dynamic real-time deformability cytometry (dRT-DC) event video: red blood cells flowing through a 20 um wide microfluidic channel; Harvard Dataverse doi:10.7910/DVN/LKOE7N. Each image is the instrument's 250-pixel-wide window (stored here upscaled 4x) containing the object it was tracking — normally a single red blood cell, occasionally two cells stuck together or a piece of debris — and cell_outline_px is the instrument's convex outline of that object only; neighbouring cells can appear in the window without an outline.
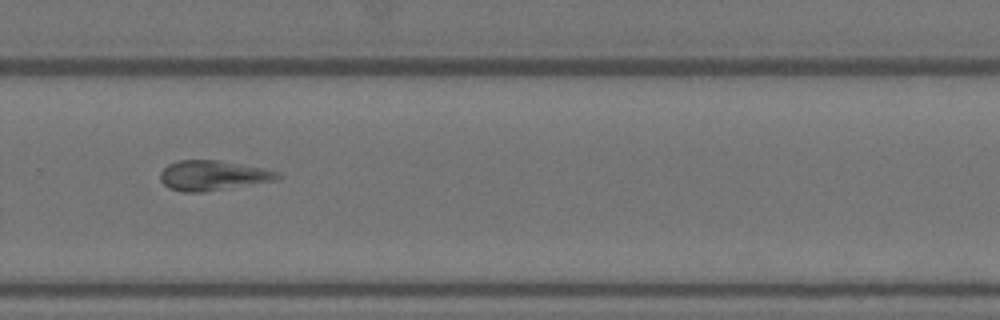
{"species": "Egyptian fruit bat (a non-hibernating species)", "species_latin": "Rousettus aegyptiacus", "temperature_condition": "warm", "stored_images_in_passage": 16, "camera_frame_rate_fps": 3000, "um_per_image_px": 0.085, "animal": {"sex": "female"}, "frame": {"image": 1, "passage_image": 11, "time_ms": 3.333, "image_size_px": [1000, 320], "cell_outline_px": [[284, 176], [276, 180], [204, 192], [184, 192], [168, 188], [160, 180], [160, 172], [168, 164], [180, 160], [216, 160], [264, 168], [280, 172]], "centroid_in_image_um": [18.1, 14.92], "position_along_channel_um": 311.7, "area_um2": 20.46}}